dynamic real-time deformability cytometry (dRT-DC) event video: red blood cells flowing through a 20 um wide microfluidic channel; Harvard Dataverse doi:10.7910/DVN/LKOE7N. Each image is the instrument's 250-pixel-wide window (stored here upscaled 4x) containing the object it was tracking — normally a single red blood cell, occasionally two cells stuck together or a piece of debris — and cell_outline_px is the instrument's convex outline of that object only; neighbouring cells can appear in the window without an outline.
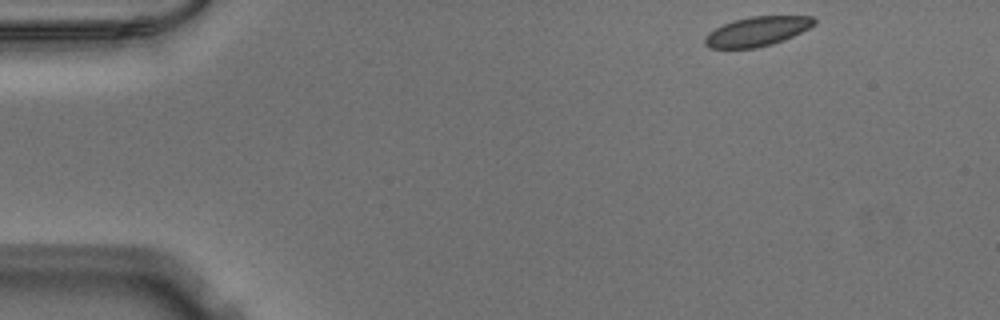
{"species": "Egyptian fruit bat (a non-hibernating species)", "species_latin": "Rousettus aegyptiacus", "temperature_condition": "warm", "stored_images_in_passage": 47, "camera_frame_rate_fps": 3000, "um_per_image_px": 0.085, "animal": {"sex": "male"}, "frame": {"image": 1, "passage_image": 1, "time_ms": 0.0, "image_size_px": [1000, 320], "cell_outline_px": [[816, 24], [792, 36], [772, 44], [756, 48], [708, 48], [704, 44], [704, 36], [708, 32], [732, 20], [752, 16], [812, 16], [816, 20]], "centroid_in_image_um": [64.32, 2.67], "position_along_channel_um": 20.7, "area_um2": 18.73}}
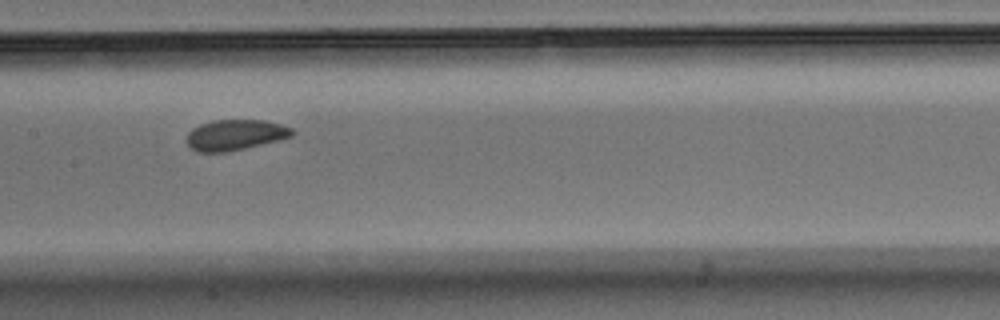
{"frame": {"image": 2, "passage_image": 21, "time_ms": 6.667, "image_size_px": [1000, 320], "cell_outline_px": [[296, 132], [292, 136], [228, 152], [196, 152], [188, 148], [188, 132], [192, 128], [200, 124], [212, 120], [264, 120], [280, 124], [292, 128]], "centroid_in_image_um": [19.96, 11.46], "position_along_channel_um": 187.4, "area_um2": 18.79}}
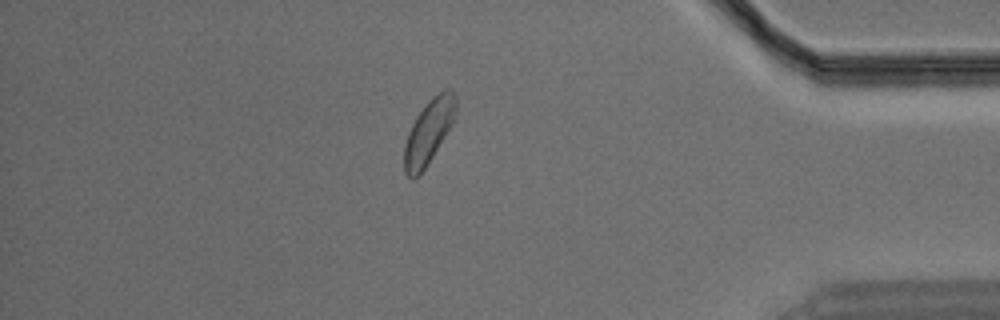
{"frame": {"image": 3, "passage_image": 40, "time_ms": 13.0, "image_size_px": [1000, 320], "cell_outline_px": [[456, 116], [452, 124], [432, 156], [424, 168], [412, 180], [404, 172], [404, 144], [408, 132], [416, 116], [428, 100], [432, 96], [444, 88], [448, 88], [456, 96]], "centroid_in_image_um": [36.44, 11.14], "position_along_channel_um": 398.8, "area_um2": 19.13}}